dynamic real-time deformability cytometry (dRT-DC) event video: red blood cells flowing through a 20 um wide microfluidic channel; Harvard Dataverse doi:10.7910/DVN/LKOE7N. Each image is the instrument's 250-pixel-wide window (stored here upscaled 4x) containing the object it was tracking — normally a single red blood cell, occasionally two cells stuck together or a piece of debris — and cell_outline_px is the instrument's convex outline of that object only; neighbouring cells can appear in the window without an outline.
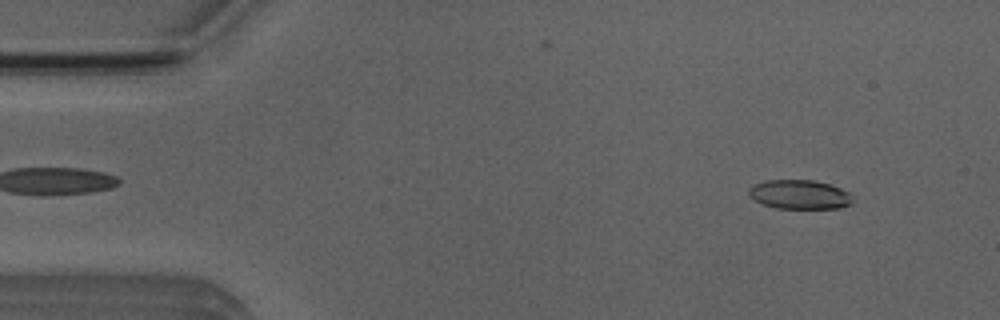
{"species": "Egyptian fruit bat (a non-hibernating species)", "species_latin": "Rousettus aegyptiacus", "temperature_condition": "room temperature", "stored_images_in_passage": 51, "camera_frame_rate_fps": 3000, "um_per_image_px": 0.085, "animal": {"sex": "male"}, "frame": {"image": 1, "passage_image": 4, "time_ms": 1.0, "image_size_px": [1000, 320], "cell_outline_px": [[852, 204], [840, 208], [776, 208], [764, 204], [756, 200], [748, 192], [748, 188], [752, 184], [764, 180], [816, 180], [840, 188], [848, 192], [852, 200]], "centroid_in_image_um": [67.95, 16.52], "position_along_channel_um": 17.0, "area_um2": 17.57}}
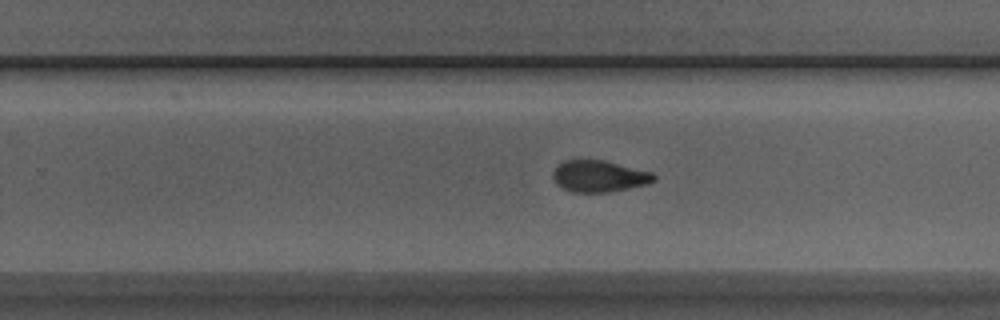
{"frame": {"image": 2, "passage_image": 31, "time_ms": 10.0, "image_size_px": [1000, 320], "cell_outline_px": [[656, 180], [648, 184], [612, 192], [572, 192], [556, 184], [552, 176], [552, 172], [564, 160], [604, 160], [652, 172], [656, 176]], "centroid_in_image_um": [50.95, 14.98], "position_along_channel_um": 278.9, "area_um2": 18.61}}
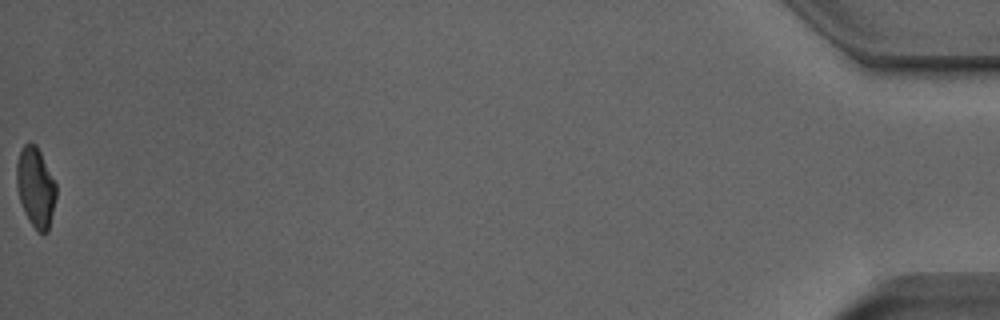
{"frame": {"image": 3, "passage_image": 51, "time_ms": 16.667, "image_size_px": [1000, 320], "cell_outline_px": [[56, 196], [48, 232], [44, 236], [32, 224], [20, 200], [16, 184], [16, 164], [20, 152], [24, 144], [28, 140], [36, 144], [56, 184]], "centroid_in_image_um": [3.03, 15.88], "position_along_channel_um": 432.2, "area_um2": 18.15}, "authors_computed_cell_mechanics": {"area_um2": 19.1318, "velocity_mm_per_s": 3.9307, "shape_relaxation_time_tau1_ms": 5.8893, "shape_relaxation_time_tau2_ms": 2.3385, "deformation_change_tau1": 0.1696, "deformation_change_tau2": 0.0857}}